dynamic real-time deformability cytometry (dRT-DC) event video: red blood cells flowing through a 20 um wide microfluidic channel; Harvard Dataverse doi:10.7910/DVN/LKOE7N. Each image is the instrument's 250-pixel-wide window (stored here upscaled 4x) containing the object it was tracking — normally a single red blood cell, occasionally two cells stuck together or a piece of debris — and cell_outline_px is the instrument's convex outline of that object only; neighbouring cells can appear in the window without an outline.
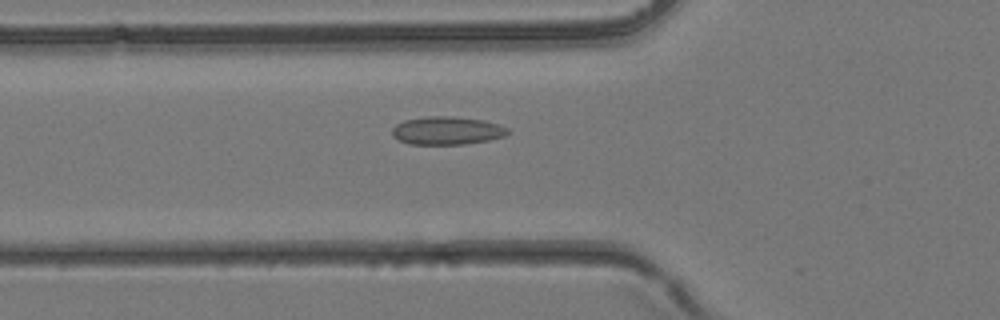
{"species": "common noctule bat (a hibernating species)", "species_latin": "Nyctalus noctula", "temperature_condition": "room temperature", "stored_images_in_passage": 29, "camera_frame_rate_fps": 3000, "um_per_image_px": 0.085, "animal": {"sex": "female", "body_mass_g": 24.6, "forearm_length_mm": 56.2}, "frame": {"image": 1, "passage_image": 4, "time_ms": 1.0, "image_size_px": [1000, 320], "cell_outline_px": [[508, 132], [504, 136], [488, 140], [464, 144], [408, 144], [392, 136], [392, 128], [396, 124], [404, 120], [428, 116], [452, 116], [484, 120], [508, 128]], "centroid_in_image_um": [37.96, 11.1], "position_along_channel_um": 87.8, "area_um2": 18.84}}
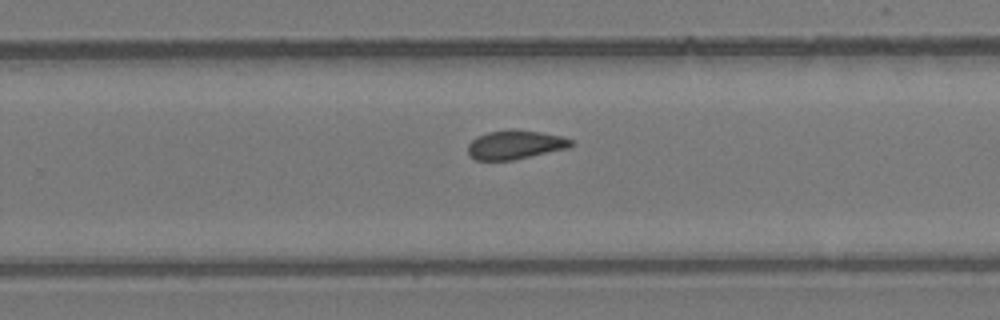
{"frame": {"image": 2, "passage_image": 15, "time_ms": 4.667, "image_size_px": [1000, 320], "cell_outline_px": [[572, 144], [568, 148], [512, 160], [476, 160], [468, 152], [468, 144], [472, 140], [488, 132], [512, 128], [540, 132], [564, 136], [572, 140]], "centroid_in_image_um": [43.81, 12.29], "position_along_channel_um": 286.0, "area_um2": 17.28}}
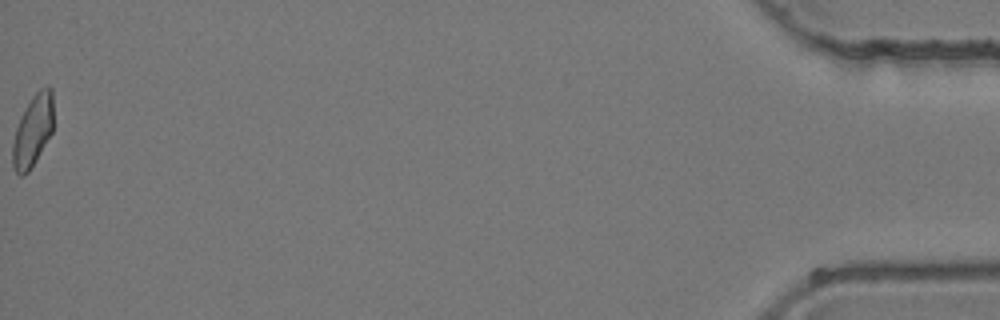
{"frame": {"image": 3, "passage_image": 29, "time_ms": 9.333, "image_size_px": [1000, 320], "cell_outline_px": [[52, 132], [36, 160], [28, 172], [24, 176], [20, 176], [12, 168], [12, 144], [16, 128], [20, 116], [32, 96], [40, 88], [48, 84], [52, 88]], "centroid_in_image_um": [2.77, 11.11], "position_along_channel_um": 432.4, "area_um2": 17.11}}